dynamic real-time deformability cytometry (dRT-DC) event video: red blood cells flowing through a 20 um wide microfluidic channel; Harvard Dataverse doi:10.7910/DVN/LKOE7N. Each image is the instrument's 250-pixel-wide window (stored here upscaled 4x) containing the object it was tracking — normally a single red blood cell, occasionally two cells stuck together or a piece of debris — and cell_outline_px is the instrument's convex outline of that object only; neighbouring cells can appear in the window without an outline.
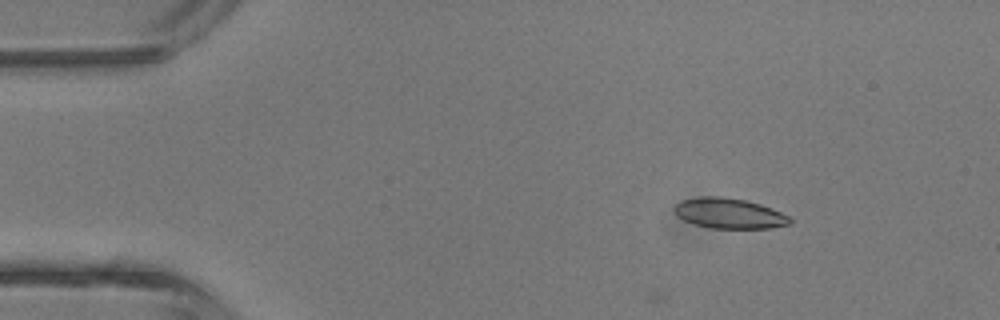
{"species": "common noctule bat (a hibernating species)", "species_latin": "Nyctalus noctula", "temperature_condition": "room temperature", "stored_images_in_passage": 3, "camera_frame_rate_fps": 3000, "um_per_image_px": 0.085, "animal": {"sex": "male", "body_mass_g": 13.3}, "frame": {"image": 1, "passage_image": 1, "time_ms": 0.0, "image_size_px": [1000, 320], "cell_outline_px": [[792, 224], [772, 228], [708, 228], [692, 224], [676, 216], [672, 208], [680, 200], [700, 196], [720, 196], [744, 200], [760, 204], [780, 212], [788, 216], [792, 220]], "centroid_in_image_um": [61.93, 18.14], "position_along_channel_um": 23.1, "area_um2": 20.63}}
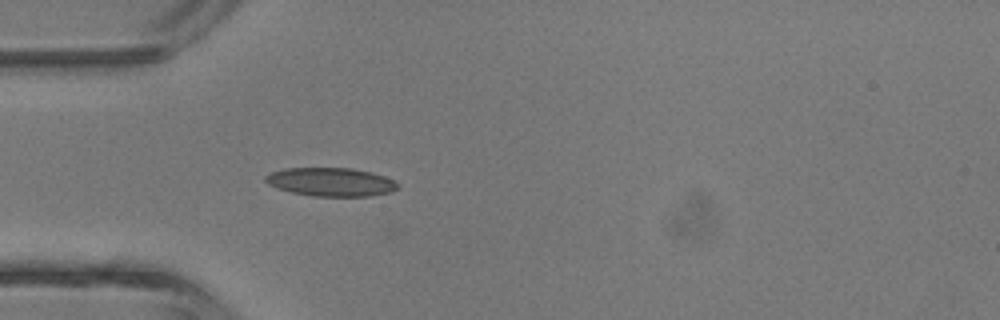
{"frame": {"image": 2, "passage_image": 3, "time_ms": 2.333, "image_size_px": [1000, 320], "cell_outline_px": [[396, 188], [392, 192], [368, 196], [312, 196], [292, 192], [276, 188], [268, 184], [264, 180], [264, 176], [272, 172], [284, 168], [352, 168], [372, 172], [384, 176], [392, 180], [396, 184]], "centroid_in_image_um": [28.08, 15.46], "position_along_channel_um": 56.9, "area_um2": 21.91}}